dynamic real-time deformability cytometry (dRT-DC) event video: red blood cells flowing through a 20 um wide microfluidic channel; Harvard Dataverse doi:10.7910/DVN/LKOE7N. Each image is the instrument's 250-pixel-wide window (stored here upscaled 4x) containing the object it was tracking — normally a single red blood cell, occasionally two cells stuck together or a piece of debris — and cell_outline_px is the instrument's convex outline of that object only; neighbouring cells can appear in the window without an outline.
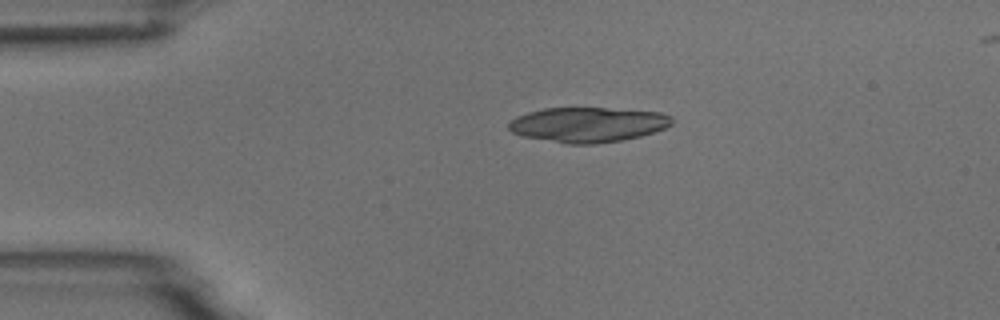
{"species": "common noctule bat (a hibernating species)", "species_latin": "Nyctalus noctula", "temperature_condition": "room temperature", "stored_images_in_passage": 3, "camera_frame_rate_fps": 3000, "um_per_image_px": 0.085, "animal": {"sex": "male", "body_mass_g": 18.8}, "frame": {"image": 1, "passage_image": 1, "time_ms": 0.0, "image_size_px": [1000, 320], "cell_outline_px": [[672, 124], [664, 128], [640, 136], [620, 140], [596, 144], [568, 144], [524, 136], [512, 132], [508, 128], [508, 124], [516, 116], [528, 112], [544, 108], [604, 108], [660, 112], [672, 116]], "centroid_in_image_um": [49.96, 10.59], "position_along_channel_um": 35.0, "area_um2": 33.0}}